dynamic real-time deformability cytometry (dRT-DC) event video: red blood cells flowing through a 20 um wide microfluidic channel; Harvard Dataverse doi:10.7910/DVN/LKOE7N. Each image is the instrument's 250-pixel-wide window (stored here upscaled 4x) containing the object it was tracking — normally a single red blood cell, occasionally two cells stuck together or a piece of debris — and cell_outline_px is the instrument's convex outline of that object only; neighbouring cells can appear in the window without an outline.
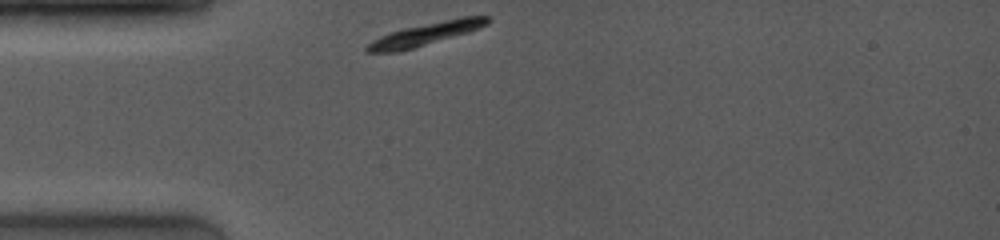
{"species": "common noctule bat (a hibernating species)", "species_latin": "Nyctalus noctula", "temperature_condition": "room temperature", "stored_images_in_passage": 4, "camera_frame_rate_fps": 4000, "um_per_image_px": 0.085, "animal": {"sex": "female", "body_mass_g": 19.0, "forearm_length_mm": 53.3}, "frame": {"image": 1, "passage_image": 1, "time_ms": 0.0, "image_size_px": [1000, 240], "cell_outline_px": [[488, 24], [468, 32], [412, 48], [396, 52], [364, 52], [364, 48], [372, 40], [380, 36], [404, 28], [464, 16], [488, 16]], "centroid_in_image_um": [36.12, 2.89], "position_along_channel_um": 48.9, "area_um2": 15.43}}